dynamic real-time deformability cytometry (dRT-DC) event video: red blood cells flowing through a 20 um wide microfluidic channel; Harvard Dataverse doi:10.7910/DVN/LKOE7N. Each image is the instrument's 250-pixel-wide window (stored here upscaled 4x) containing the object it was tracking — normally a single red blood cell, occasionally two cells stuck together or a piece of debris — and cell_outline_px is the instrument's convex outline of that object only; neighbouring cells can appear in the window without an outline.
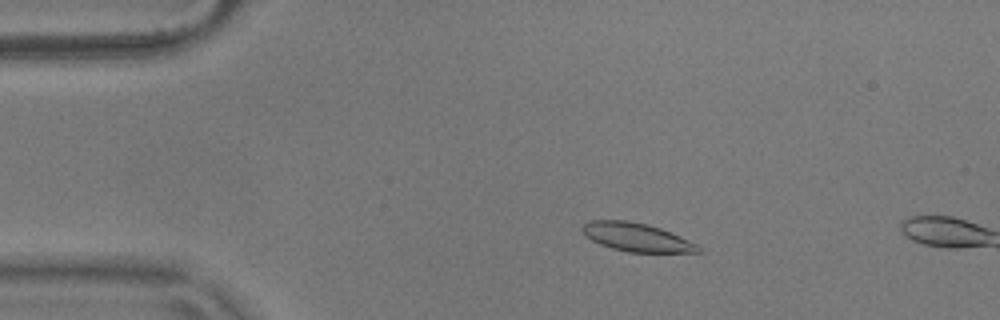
{"species": "common noctule bat (a hibernating species)", "species_latin": "Nyctalus noctula", "temperature_condition": "warm", "stored_images_in_passage": 11, "camera_frame_rate_fps": 3000, "um_per_image_px": 0.085, "animal": {"sex": "male", "body_mass_g": 17.9}, "frame": {"image": 1, "passage_image": 10, "time_ms": 3.0, "image_size_px": [1000, 320], "cell_outline_px": [[704, 252], [628, 252], [612, 248], [600, 244], [584, 236], [580, 228], [588, 220], [628, 220], [648, 224], [660, 228], [696, 244]], "centroid_in_image_um": [54.04, 20.15], "position_along_channel_um": 31.0, "area_um2": 19.13}}